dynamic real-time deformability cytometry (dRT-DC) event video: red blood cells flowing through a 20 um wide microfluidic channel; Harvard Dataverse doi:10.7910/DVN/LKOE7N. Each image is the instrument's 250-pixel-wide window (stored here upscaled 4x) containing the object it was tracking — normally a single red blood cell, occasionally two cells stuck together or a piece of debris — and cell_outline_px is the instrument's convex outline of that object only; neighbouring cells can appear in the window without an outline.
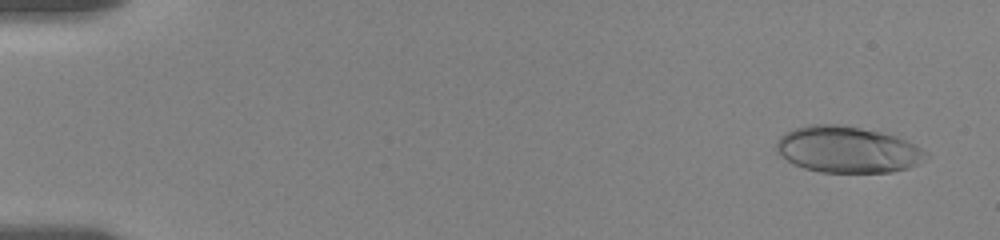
{"species": "human", "species_latin": "Homo sapiens", "temperature_condition": "room temperature", "stored_images_in_passage": 8, "camera_frame_rate_fps": 3000, "um_per_image_px": 0.085, "donor": {"sex": "female"}, "frame": {"image": 1, "passage_image": 1, "time_ms": 0.0, "image_size_px": [1000, 240], "cell_outline_px": [[928, 152], [916, 164], [908, 168], [892, 172], [820, 172], [804, 168], [780, 156], [776, 148], [776, 140], [784, 132], [808, 124], [836, 124], [860, 128], [880, 132], [896, 136], [908, 140], [916, 144]], "centroid_in_image_um": [72.01, 12.7], "position_along_channel_um": 13.0, "area_um2": 40.29}}
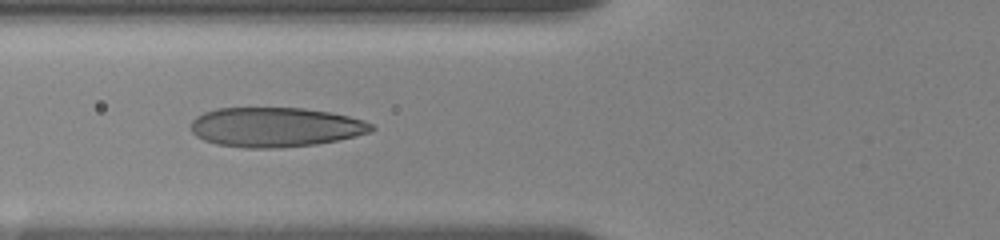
{"frame": {"image": 2, "passage_image": 7, "time_ms": 6.333, "image_size_px": [1000, 240], "cell_outline_px": [[376, 128], [368, 132], [356, 136], [316, 144], [280, 148], [244, 148], [216, 144], [204, 140], [196, 136], [192, 132], [192, 120], [196, 116], [204, 112], [216, 108], [304, 108], [332, 112], [364, 120], [372, 124]], "centroid_in_image_um": [23.4, 10.8], "position_along_channel_um": 102.4, "area_um2": 41.79}}
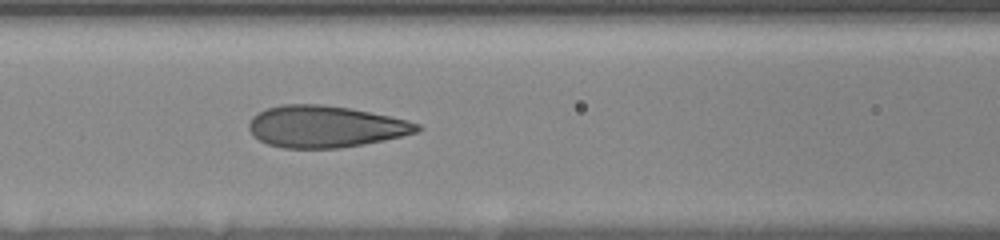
{"frame": {"image": 3, "passage_image": 8, "time_ms": 7.333, "image_size_px": [1000, 240], "cell_outline_px": [[420, 132], [384, 140], [364, 144], [340, 148], [280, 148], [268, 144], [252, 136], [248, 128], [248, 124], [252, 116], [264, 108], [280, 104], [320, 104], [348, 108], [408, 120], [420, 124]], "centroid_in_image_um": [27.61, 10.76], "position_along_channel_um": 139.0, "area_um2": 41.1}}